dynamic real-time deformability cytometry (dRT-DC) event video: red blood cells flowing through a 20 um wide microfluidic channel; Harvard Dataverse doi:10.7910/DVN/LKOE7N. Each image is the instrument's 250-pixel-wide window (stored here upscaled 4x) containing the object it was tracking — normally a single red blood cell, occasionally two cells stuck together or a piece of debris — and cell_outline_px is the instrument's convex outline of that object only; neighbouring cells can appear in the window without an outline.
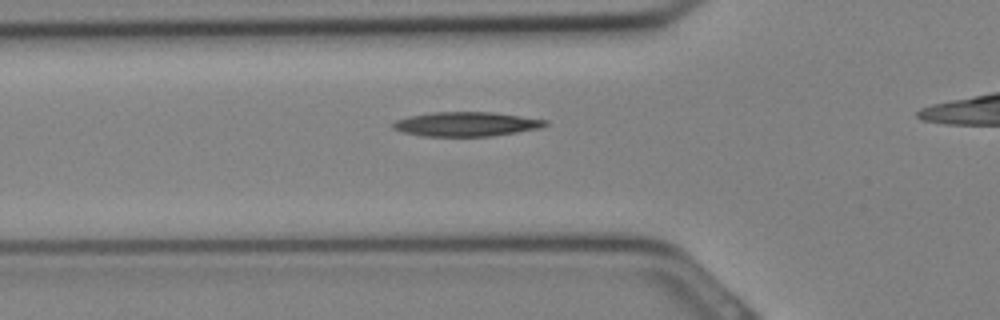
{"species": "Egyptian fruit bat (a non-hibernating species)", "species_latin": "Rousettus aegyptiacus", "temperature_condition": "cold", "stored_images_in_passage": 19, "camera_frame_rate_fps": 3000, "um_per_image_px": 0.085, "animal": {"sex": "female"}, "frame": {"image": 1, "passage_image": 7, "time_ms": 2.0, "image_size_px": [1000, 320], "cell_outline_px": [[548, 124], [540, 128], [492, 136], [424, 136], [404, 132], [392, 128], [392, 124], [396, 120], [408, 116], [432, 112], [492, 112], [548, 120]], "centroid_in_image_um": [39.62, 10.54], "position_along_channel_um": 86.2, "area_um2": 21.5}}
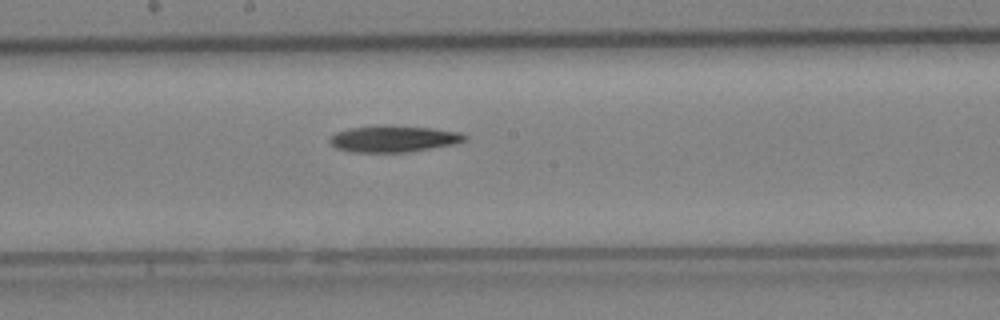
{"frame": {"image": 2, "passage_image": 13, "time_ms": 4.0, "image_size_px": [1000, 320], "cell_outline_px": [[468, 140], [456, 144], [404, 152], [352, 152], [336, 148], [328, 140], [336, 132], [348, 128], [432, 128], [460, 132], [468, 136]], "centroid_in_image_um": [33.5, 11.84], "position_along_channel_um": 214.7, "area_um2": 19.83}}
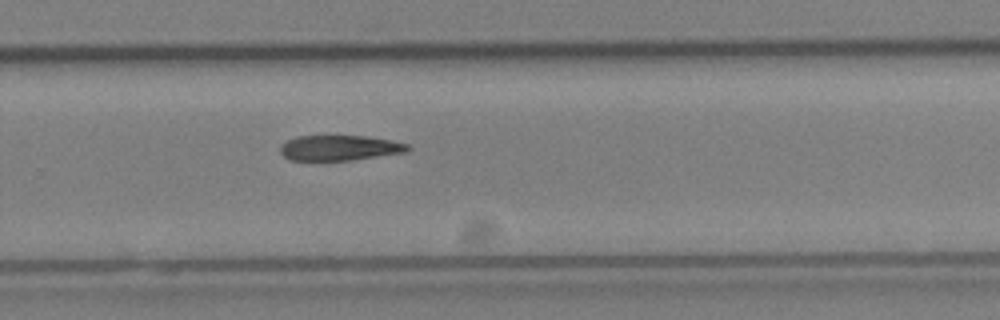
{"frame": {"image": 3, "passage_image": 17, "time_ms": 5.333, "image_size_px": [1000, 320], "cell_outline_px": [[412, 148], [408, 152], [348, 160], [288, 160], [280, 152], [280, 144], [288, 140], [300, 136], [368, 136], [408, 144]], "centroid_in_image_um": [28.86, 12.57], "position_along_channel_um": 300.9, "area_um2": 18.67}}